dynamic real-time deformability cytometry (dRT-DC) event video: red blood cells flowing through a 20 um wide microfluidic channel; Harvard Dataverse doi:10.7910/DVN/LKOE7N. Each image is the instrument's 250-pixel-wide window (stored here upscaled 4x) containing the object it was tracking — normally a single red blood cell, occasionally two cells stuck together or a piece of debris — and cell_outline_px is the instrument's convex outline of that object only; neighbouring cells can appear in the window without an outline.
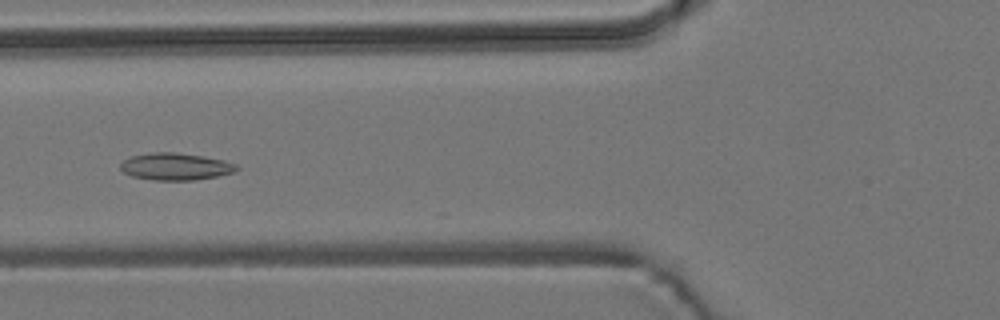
{"species": "common noctule bat (a hibernating species)", "species_latin": "Nyctalus noctula", "temperature_condition": "room temperature", "stored_images_in_passage": 52, "camera_frame_rate_fps": 3000, "um_per_image_px": 0.085, "animal": {"sex": "male", "body_mass_g": 19.2, "forearm_length_mm": 51.8}, "frame": {"image": 1, "passage_image": 19, "time_ms": 6.0, "image_size_px": [1000, 320], "cell_outline_px": [[240, 168], [236, 172], [196, 180], [152, 180], [132, 176], [124, 172], [120, 168], [120, 164], [124, 160], [132, 156], [152, 152], [172, 152], [204, 156], [224, 160], [236, 164]], "centroid_in_image_um": [14.95, 14.16], "position_along_channel_um": 110.9, "area_um2": 18.38}}
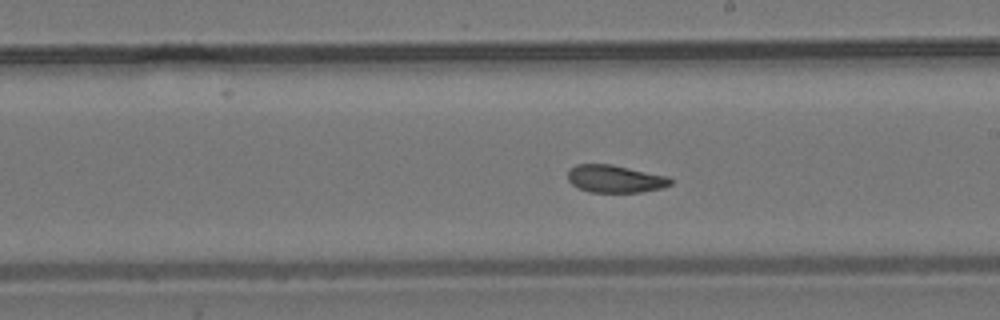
{"frame": {"image": 2, "passage_image": 29, "time_ms": 9.333, "image_size_px": [1000, 320], "cell_outline_px": [[672, 184], [664, 188], [640, 192], [592, 192], [580, 188], [572, 184], [568, 180], [568, 168], [576, 164], [612, 164], [668, 176], [672, 180]], "centroid_in_image_um": [52.3, 15.19], "position_along_channel_um": 236.7, "area_um2": 16.59}}
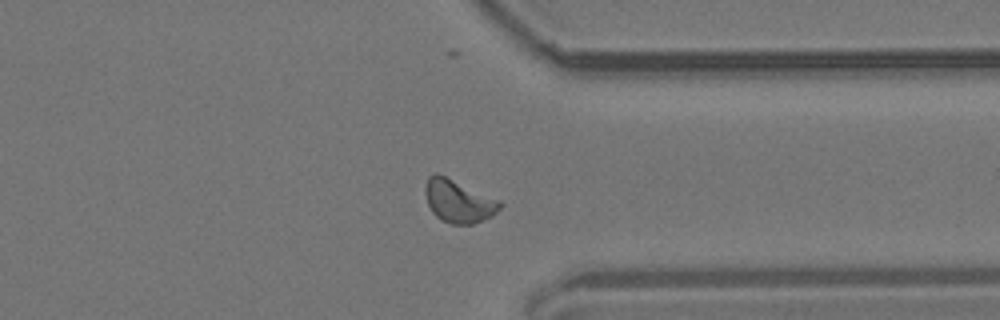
{"frame": {"image": 3, "passage_image": 40, "time_ms": 13.0, "image_size_px": [1000, 320], "cell_outline_px": [[504, 204], [492, 216], [472, 224], [452, 224], [440, 220], [432, 212], [428, 204], [424, 192], [424, 188], [428, 176], [436, 172], [500, 200]], "centroid_in_image_um": [38.96, 17.09], "position_along_channel_um": 372.4, "area_um2": 18.67}, "authors_computed_cell_mechanics": {"area_um2": 17.3978, "velocity_mm_per_s": 3.7719, "shape_relaxation_time_tau1_ms": 9.2694, "shape_relaxation_time_tau2_ms": 2.0672, "deformation_change_tau1": 0.1611, "deformation_change_tau2": 0.0818}}